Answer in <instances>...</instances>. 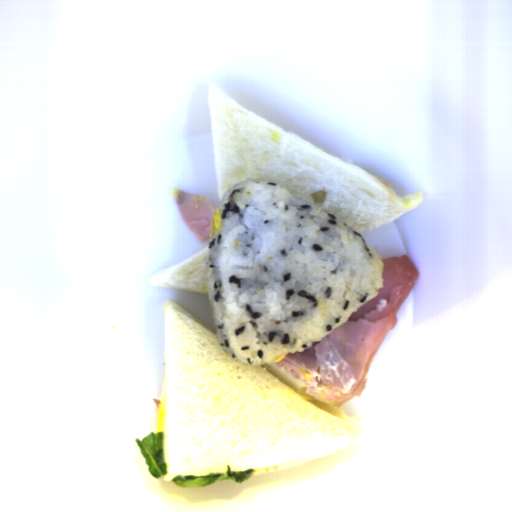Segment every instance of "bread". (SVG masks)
I'll use <instances>...</instances> for the list:
<instances>
[{"label":"bread","instance_id":"obj_2","mask_svg":"<svg viewBox=\"0 0 512 512\" xmlns=\"http://www.w3.org/2000/svg\"><path fill=\"white\" fill-rule=\"evenodd\" d=\"M220 204L238 182L285 188L363 234L422 202L397 195L375 175L324 152L209 84L206 92Z\"/></svg>","mask_w":512,"mask_h":512},{"label":"bread","instance_id":"obj_3","mask_svg":"<svg viewBox=\"0 0 512 512\" xmlns=\"http://www.w3.org/2000/svg\"><path fill=\"white\" fill-rule=\"evenodd\" d=\"M209 244L188 258L164 268L149 278L158 287L208 295L207 260Z\"/></svg>","mask_w":512,"mask_h":512},{"label":"bread","instance_id":"obj_1","mask_svg":"<svg viewBox=\"0 0 512 512\" xmlns=\"http://www.w3.org/2000/svg\"><path fill=\"white\" fill-rule=\"evenodd\" d=\"M163 447L167 474L245 469L254 475L346 449L364 427L319 399L307 400L265 364L241 363L217 330L175 301L163 309Z\"/></svg>","mask_w":512,"mask_h":512}]
</instances>
